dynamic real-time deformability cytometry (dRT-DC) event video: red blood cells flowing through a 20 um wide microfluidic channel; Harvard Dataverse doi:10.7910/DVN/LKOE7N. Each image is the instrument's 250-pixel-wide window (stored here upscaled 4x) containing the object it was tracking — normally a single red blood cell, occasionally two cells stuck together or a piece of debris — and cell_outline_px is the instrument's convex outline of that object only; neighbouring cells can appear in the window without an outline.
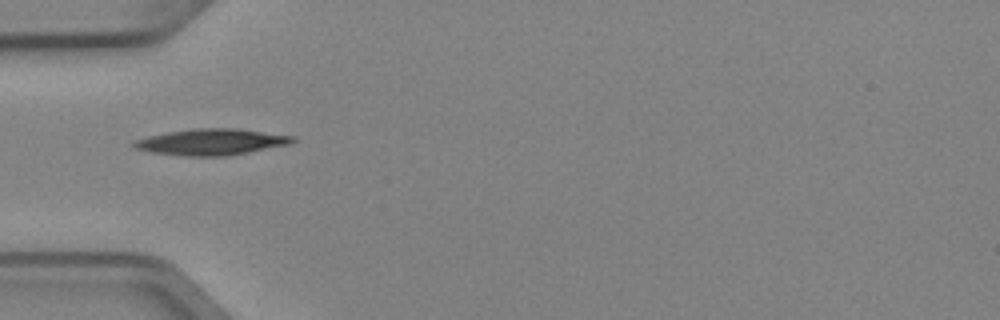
{"species": "Egyptian fruit bat (a non-hibernating species)", "species_latin": "Rousettus aegyptiacus", "temperature_condition": "cold", "stored_images_in_passage": 2, "camera_frame_rate_fps": 3000, "um_per_image_px": 0.085, "animal": {"sex": "female"}, "frame": {"image": 1, "passage_image": 1, "time_ms": 0.0, "image_size_px": [1000, 320], "cell_outline_px": [[296, 140], [292, 144], [248, 152], [224, 156], [180, 156], [148, 152], [136, 148], [128, 144], [132, 140], [148, 136], [168, 132], [192, 128], [236, 128], [296, 136]], "centroid_in_image_um": [17.93, 12.06], "position_along_channel_um": 67.1, "area_um2": 24.62}}
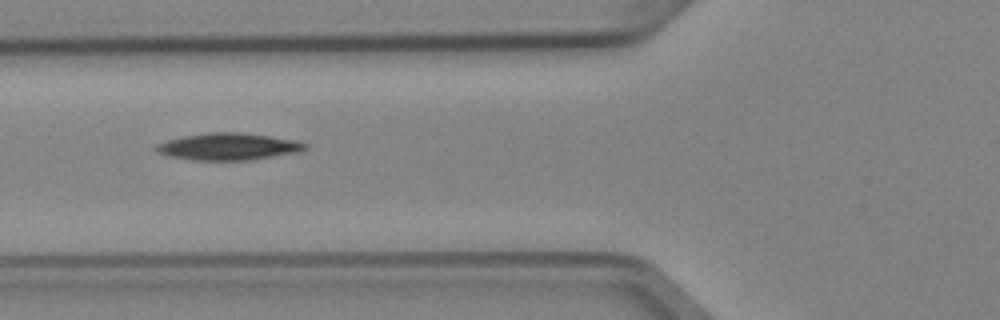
{"frame": {"image": 2, "passage_image": 2, "time_ms": 0.333, "image_size_px": [1000, 320], "cell_outline_px": [[308, 148], [296, 152], [252, 160], [192, 160], [168, 156], [152, 148], [156, 144], [168, 140], [184, 136], [208, 132], [240, 132], [268, 136], [292, 140], [308, 144]], "centroid_in_image_um": [19.37, 12.46], "position_along_channel_um": 106.4, "area_um2": 23.24}}